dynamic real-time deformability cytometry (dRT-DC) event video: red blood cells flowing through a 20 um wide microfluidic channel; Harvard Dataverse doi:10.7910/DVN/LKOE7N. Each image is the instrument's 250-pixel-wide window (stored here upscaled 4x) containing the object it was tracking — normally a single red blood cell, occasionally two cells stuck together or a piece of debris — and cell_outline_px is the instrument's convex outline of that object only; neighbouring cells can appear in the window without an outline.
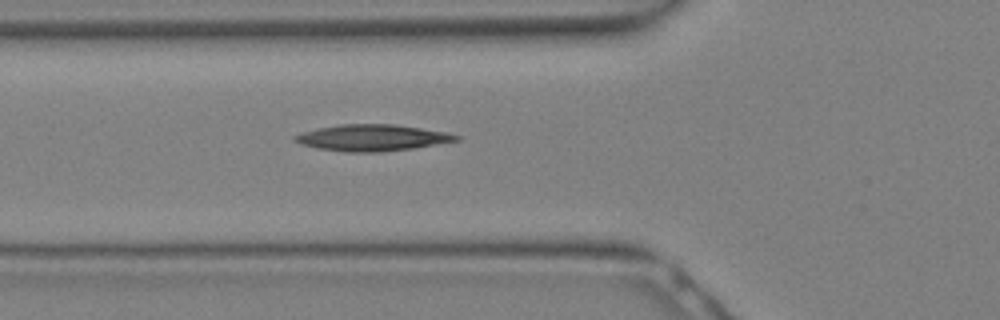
{"species": "Egyptian fruit bat (a non-hibernating species)", "species_latin": "Rousettus aegyptiacus", "temperature_condition": "warm", "stored_images_in_passage": 13, "camera_frame_rate_fps": 3000, "um_per_image_px": 0.085, "animal": {"sex": "female"}, "frame": {"image": 1, "passage_image": 11, "time_ms": 3.333, "image_size_px": [1000, 320], "cell_outline_px": [[460, 140], [412, 148], [380, 152], [348, 152], [316, 148], [300, 144], [292, 140], [292, 136], [300, 132], [316, 128], [340, 124], [396, 124], [448, 132], [460, 136]], "centroid_in_image_um": [31.59, 11.7], "position_along_channel_um": 94.2, "area_um2": 25.03}}
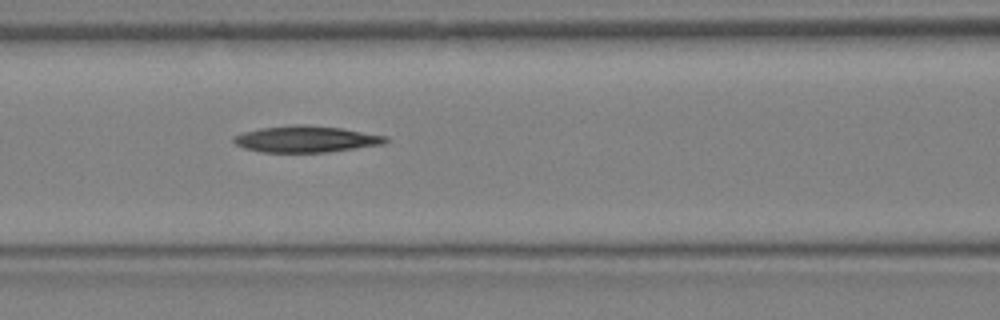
{"frame": {"image": 2, "passage_image": 13, "time_ms": 4.0, "image_size_px": [1000, 320], "cell_outline_px": [[388, 140], [384, 144], [328, 152], [260, 152], [244, 148], [236, 144], [232, 140], [232, 136], [244, 132], [260, 128], [296, 124], [340, 128], [388, 136]], "centroid_in_image_um": [25.99, 11.83], "position_along_channel_um": 140.6, "area_um2": 23.29}}